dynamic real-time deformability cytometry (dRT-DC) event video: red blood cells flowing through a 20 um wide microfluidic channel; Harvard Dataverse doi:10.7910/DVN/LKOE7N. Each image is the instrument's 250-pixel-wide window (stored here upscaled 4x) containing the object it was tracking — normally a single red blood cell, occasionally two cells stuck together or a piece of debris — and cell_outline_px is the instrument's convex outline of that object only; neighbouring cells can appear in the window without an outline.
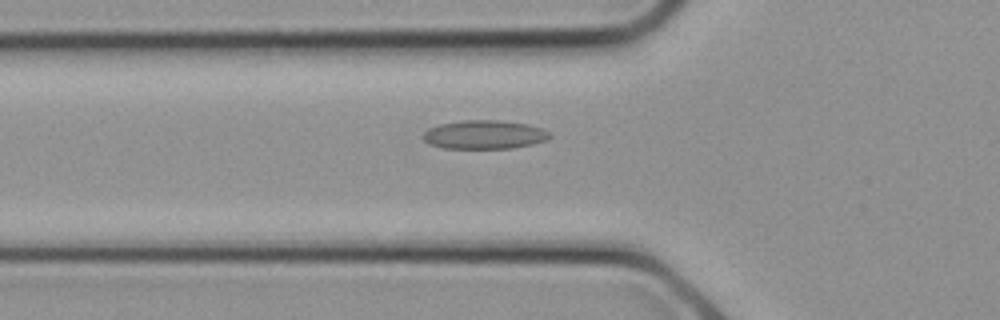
{"species": "common noctule bat (a hibernating species)", "species_latin": "Nyctalus noctula", "temperature_condition": "cold", "stored_images_in_passage": 5, "camera_frame_rate_fps": 3000, "um_per_image_px": 0.085, "animal": {"sex": "female", "body_mass_g": 21.9}, "frame": {"image": 1, "passage_image": 4, "time_ms": 1.0, "image_size_px": [1000, 320], "cell_outline_px": [[552, 136], [548, 140], [532, 144], [512, 148], [444, 148], [428, 144], [424, 140], [424, 132], [428, 128], [440, 124], [464, 120], [500, 120], [528, 124], [544, 128]], "centroid_in_image_um": [41.2, 11.44], "position_along_channel_um": 84.6, "area_um2": 21.27}}